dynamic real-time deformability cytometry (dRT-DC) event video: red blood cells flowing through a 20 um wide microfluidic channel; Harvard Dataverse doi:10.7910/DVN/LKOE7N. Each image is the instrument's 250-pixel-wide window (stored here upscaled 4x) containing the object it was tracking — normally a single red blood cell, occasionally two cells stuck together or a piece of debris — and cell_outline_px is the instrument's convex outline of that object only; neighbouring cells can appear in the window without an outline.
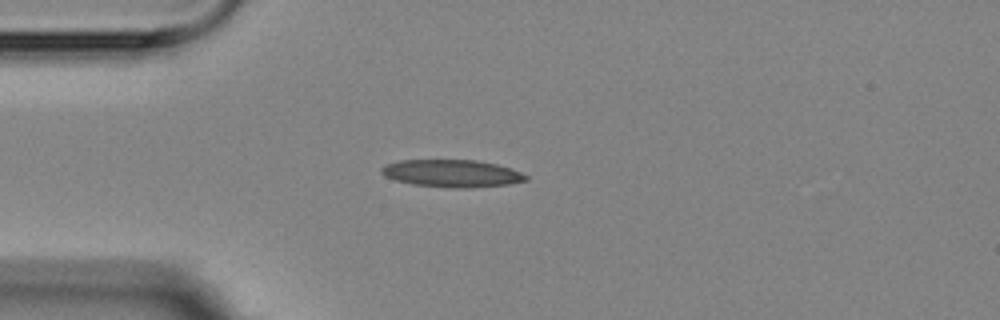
{"species": "Egyptian fruit bat (a non-hibernating species)", "species_latin": "Rousettus aegyptiacus", "temperature_condition": "room temperature", "stored_images_in_passage": 12, "camera_frame_rate_fps": 3000, "um_per_image_px": 0.085, "animal": {"sex": "female"}, "frame": {"image": 1, "passage_image": 1, "time_ms": 0.0, "image_size_px": [1000, 320], "cell_outline_px": [[528, 180], [508, 184], [468, 188], [452, 188], [412, 184], [396, 180], [384, 176], [380, 172], [380, 168], [388, 164], [400, 160], [476, 160], [496, 164], [520, 172], [528, 176]], "centroid_in_image_um": [38.4, 14.74], "position_along_channel_um": 46.6, "area_um2": 22.95}}
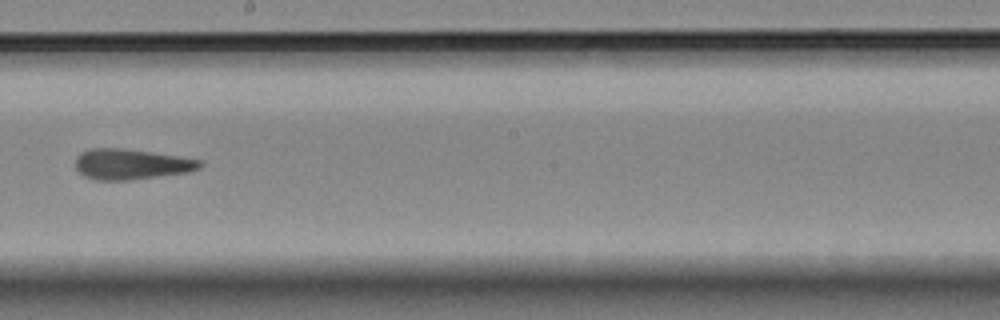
{"frame": {"image": 2, "passage_image": 6, "time_ms": 5.667, "image_size_px": [1000, 320], "cell_outline_px": [[204, 164], [200, 168], [188, 172], [132, 180], [96, 180], [84, 176], [76, 168], [76, 156], [80, 152], [92, 148], [124, 148], [176, 156], [200, 160]], "centroid_in_image_um": [11.13, 13.96], "position_along_channel_um": 237.1, "area_um2": 22.08}}
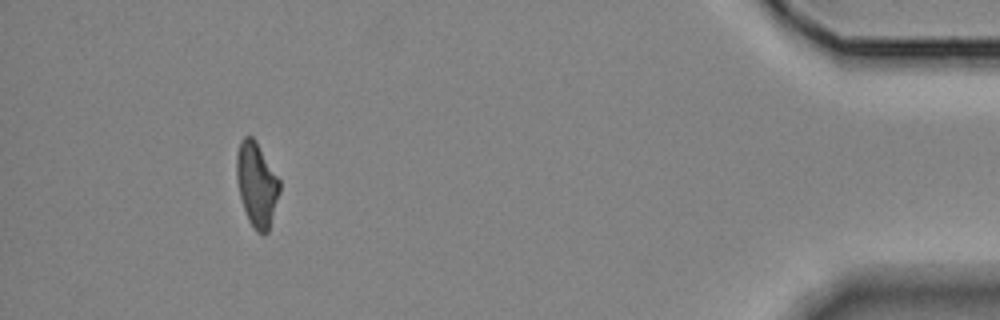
{"frame": {"image": 3, "passage_image": 12, "time_ms": 12.333, "image_size_px": [1000, 320], "cell_outline_px": [[280, 192], [268, 232], [264, 236], [256, 232], [248, 220], [240, 196], [236, 176], [236, 156], [240, 140], [244, 136], [252, 136], [256, 140], [280, 180]], "centroid_in_image_um": [21.82, 15.68], "position_along_channel_um": 413.4, "area_um2": 21.27}, "authors_computed_cell_mechanics": {"area_um2": 22.1374, "velocity_mm_per_s": 3.5925, "shape_relaxation_time_tau1_ms": null, "shape_relaxation_time_tau2_ms": 2.8069, "deformation_change_tau1": null, "deformation_change_tau2": 0.0848}}